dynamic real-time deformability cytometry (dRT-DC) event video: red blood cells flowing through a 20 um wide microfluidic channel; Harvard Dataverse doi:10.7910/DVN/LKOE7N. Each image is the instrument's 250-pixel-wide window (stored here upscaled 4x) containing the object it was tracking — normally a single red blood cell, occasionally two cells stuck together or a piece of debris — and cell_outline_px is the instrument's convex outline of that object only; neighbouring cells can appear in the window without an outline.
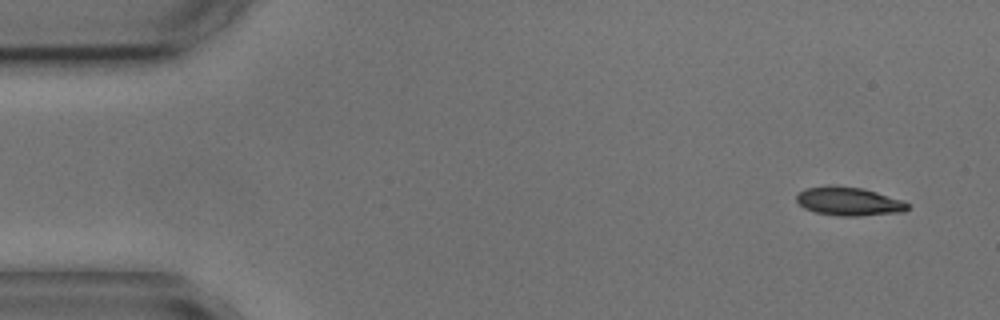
{"species": "common noctule bat (a hibernating species)", "species_latin": "Nyctalus noctula", "temperature_condition": "cold", "stored_images_in_passage": 4, "camera_frame_rate_fps": 3000, "um_per_image_px": 0.085, "animal": {"sex": "male", "body_mass_g": 17.9, "forearm_length_mm": 54.2}, "frame": {"image": 1, "passage_image": 1, "time_ms": 0.0, "image_size_px": [1000, 320], "cell_outline_px": [[908, 208], [904, 212], [860, 216], [836, 216], [816, 212], [804, 208], [796, 200], [796, 196], [804, 188], [828, 184], [864, 188], [904, 200], [908, 204]], "centroid_in_image_um": [72.15, 17.1], "position_along_channel_um": 12.9, "area_um2": 18.84}}
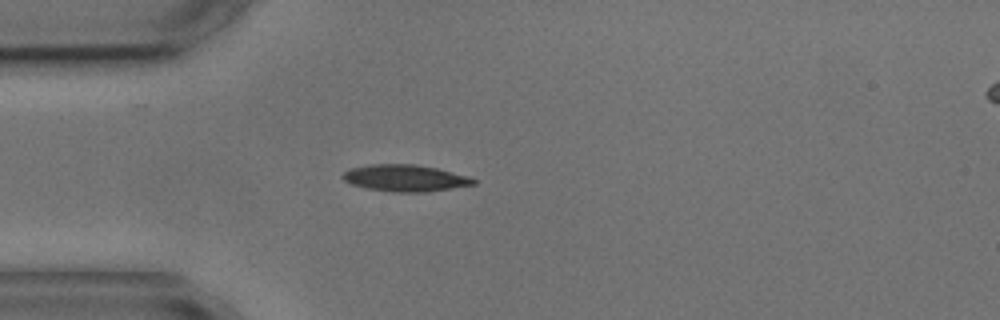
{"frame": {"image": 2, "passage_image": 4, "time_ms": 3.667, "image_size_px": [1000, 320], "cell_outline_px": [[476, 184], [452, 188], [424, 192], [392, 192], [368, 188], [352, 184], [344, 180], [340, 176], [348, 168], [372, 164], [416, 164], [436, 168], [468, 176], [476, 180]], "centroid_in_image_um": [34.41, 15.13], "position_along_channel_um": 50.6, "area_um2": 20.29}}